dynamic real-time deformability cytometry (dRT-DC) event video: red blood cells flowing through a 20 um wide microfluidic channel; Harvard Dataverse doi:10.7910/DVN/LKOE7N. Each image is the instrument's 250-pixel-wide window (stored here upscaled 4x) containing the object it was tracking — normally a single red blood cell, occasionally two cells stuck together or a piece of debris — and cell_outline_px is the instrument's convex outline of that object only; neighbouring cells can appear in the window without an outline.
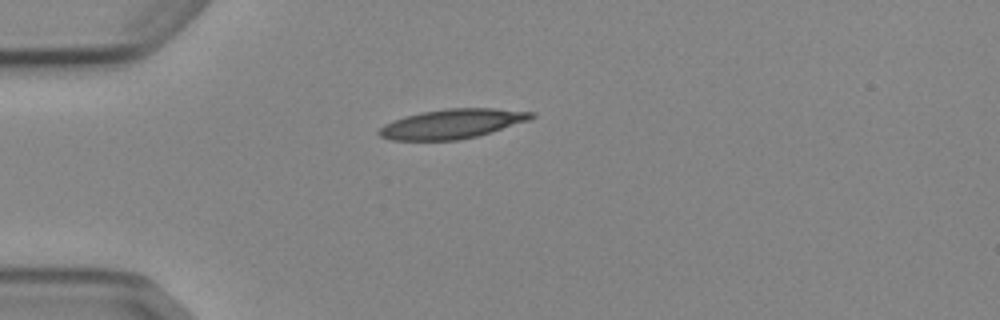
{"species": "Egyptian fruit bat (a non-hibernating species)", "species_latin": "Rousettus aegyptiacus", "temperature_condition": "cold", "stored_images_in_passage": 4, "camera_frame_rate_fps": 3000, "um_per_image_px": 0.085, "animal": {"sex": "female"}, "frame": {"image": 1, "passage_image": 1, "time_ms": 0.0, "image_size_px": [1000, 320], "cell_outline_px": [[536, 116], [528, 120], [476, 136], [456, 140], [392, 140], [380, 136], [376, 132], [384, 124], [392, 120], [404, 116], [420, 112], [448, 108], [496, 108], [536, 112]], "centroid_in_image_um": [38.4, 10.51], "position_along_channel_um": 46.6, "area_um2": 26.07}}
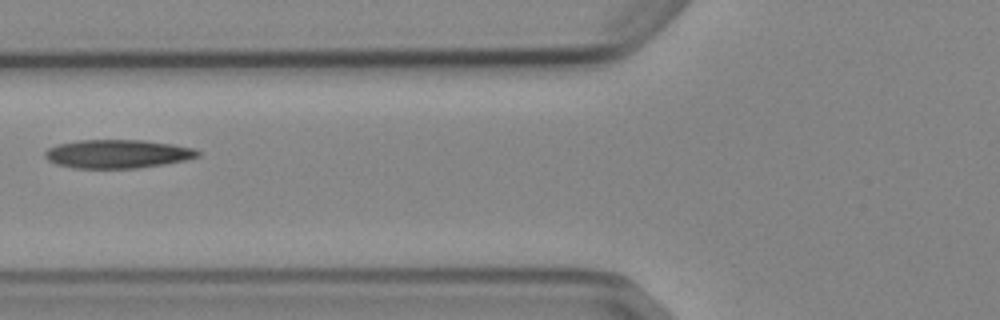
{"frame": {"image": 2, "passage_image": 3, "time_ms": 2.333, "image_size_px": [1000, 320], "cell_outline_px": [[200, 156], [184, 160], [164, 164], [136, 168], [72, 168], [56, 164], [48, 160], [44, 156], [44, 152], [48, 148], [56, 144], [80, 140], [144, 140], [172, 144], [196, 148], [200, 152]], "centroid_in_image_um": [9.98, 13.08], "position_along_channel_um": 115.8, "area_um2": 25.55}}